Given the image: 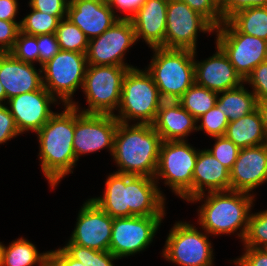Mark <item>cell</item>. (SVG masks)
<instances>
[{
    "mask_svg": "<svg viewBox=\"0 0 267 266\" xmlns=\"http://www.w3.org/2000/svg\"><path fill=\"white\" fill-rule=\"evenodd\" d=\"M164 102L150 73L130 68L122 83L119 114L114 117L122 123L137 119V124L152 125L160 105Z\"/></svg>",
    "mask_w": 267,
    "mask_h": 266,
    "instance_id": "6",
    "label": "cell"
},
{
    "mask_svg": "<svg viewBox=\"0 0 267 266\" xmlns=\"http://www.w3.org/2000/svg\"><path fill=\"white\" fill-rule=\"evenodd\" d=\"M224 136L240 149L266 144L267 136L258 108L238 120L229 122Z\"/></svg>",
    "mask_w": 267,
    "mask_h": 266,
    "instance_id": "25",
    "label": "cell"
},
{
    "mask_svg": "<svg viewBox=\"0 0 267 266\" xmlns=\"http://www.w3.org/2000/svg\"><path fill=\"white\" fill-rule=\"evenodd\" d=\"M218 45L243 80L267 60V41L241 33L229 20L215 28Z\"/></svg>",
    "mask_w": 267,
    "mask_h": 266,
    "instance_id": "10",
    "label": "cell"
},
{
    "mask_svg": "<svg viewBox=\"0 0 267 266\" xmlns=\"http://www.w3.org/2000/svg\"><path fill=\"white\" fill-rule=\"evenodd\" d=\"M55 34L57 36L60 50L86 54L89 39L84 32L69 19H61Z\"/></svg>",
    "mask_w": 267,
    "mask_h": 266,
    "instance_id": "30",
    "label": "cell"
},
{
    "mask_svg": "<svg viewBox=\"0 0 267 266\" xmlns=\"http://www.w3.org/2000/svg\"><path fill=\"white\" fill-rule=\"evenodd\" d=\"M87 65L86 54L60 50L41 67L43 86L64 105H71L73 93L83 86Z\"/></svg>",
    "mask_w": 267,
    "mask_h": 266,
    "instance_id": "9",
    "label": "cell"
},
{
    "mask_svg": "<svg viewBox=\"0 0 267 266\" xmlns=\"http://www.w3.org/2000/svg\"><path fill=\"white\" fill-rule=\"evenodd\" d=\"M62 249L84 266H114L112 261L118 259L110 251H97L73 243H67Z\"/></svg>",
    "mask_w": 267,
    "mask_h": 266,
    "instance_id": "32",
    "label": "cell"
},
{
    "mask_svg": "<svg viewBox=\"0 0 267 266\" xmlns=\"http://www.w3.org/2000/svg\"><path fill=\"white\" fill-rule=\"evenodd\" d=\"M14 118L5 104L0 105V144L19 135Z\"/></svg>",
    "mask_w": 267,
    "mask_h": 266,
    "instance_id": "42",
    "label": "cell"
},
{
    "mask_svg": "<svg viewBox=\"0 0 267 266\" xmlns=\"http://www.w3.org/2000/svg\"><path fill=\"white\" fill-rule=\"evenodd\" d=\"M267 0H226L220 8L223 21L228 20L236 12L249 7H265Z\"/></svg>",
    "mask_w": 267,
    "mask_h": 266,
    "instance_id": "44",
    "label": "cell"
},
{
    "mask_svg": "<svg viewBox=\"0 0 267 266\" xmlns=\"http://www.w3.org/2000/svg\"><path fill=\"white\" fill-rule=\"evenodd\" d=\"M168 0H146L129 18L136 39L143 38L151 48H165Z\"/></svg>",
    "mask_w": 267,
    "mask_h": 266,
    "instance_id": "22",
    "label": "cell"
},
{
    "mask_svg": "<svg viewBox=\"0 0 267 266\" xmlns=\"http://www.w3.org/2000/svg\"><path fill=\"white\" fill-rule=\"evenodd\" d=\"M244 82L252 85L257 101H267V60L255 67Z\"/></svg>",
    "mask_w": 267,
    "mask_h": 266,
    "instance_id": "37",
    "label": "cell"
},
{
    "mask_svg": "<svg viewBox=\"0 0 267 266\" xmlns=\"http://www.w3.org/2000/svg\"><path fill=\"white\" fill-rule=\"evenodd\" d=\"M146 0H109L108 4L114 11V7L117 10L128 13L126 16L121 18H130L145 2Z\"/></svg>",
    "mask_w": 267,
    "mask_h": 266,
    "instance_id": "46",
    "label": "cell"
},
{
    "mask_svg": "<svg viewBox=\"0 0 267 266\" xmlns=\"http://www.w3.org/2000/svg\"><path fill=\"white\" fill-rule=\"evenodd\" d=\"M154 178L114 172L103 196L91 198L112 218L164 216L165 198Z\"/></svg>",
    "mask_w": 267,
    "mask_h": 266,
    "instance_id": "1",
    "label": "cell"
},
{
    "mask_svg": "<svg viewBox=\"0 0 267 266\" xmlns=\"http://www.w3.org/2000/svg\"><path fill=\"white\" fill-rule=\"evenodd\" d=\"M217 141L212 149H207L218 161H220L229 170L235 163L240 148L230 141L226 136L212 137Z\"/></svg>",
    "mask_w": 267,
    "mask_h": 266,
    "instance_id": "36",
    "label": "cell"
},
{
    "mask_svg": "<svg viewBox=\"0 0 267 266\" xmlns=\"http://www.w3.org/2000/svg\"><path fill=\"white\" fill-rule=\"evenodd\" d=\"M136 41L130 19L120 18L100 36L89 40L86 52L87 64L133 68L123 61L126 51Z\"/></svg>",
    "mask_w": 267,
    "mask_h": 266,
    "instance_id": "15",
    "label": "cell"
},
{
    "mask_svg": "<svg viewBox=\"0 0 267 266\" xmlns=\"http://www.w3.org/2000/svg\"><path fill=\"white\" fill-rule=\"evenodd\" d=\"M244 247L267 248V210L250 214Z\"/></svg>",
    "mask_w": 267,
    "mask_h": 266,
    "instance_id": "33",
    "label": "cell"
},
{
    "mask_svg": "<svg viewBox=\"0 0 267 266\" xmlns=\"http://www.w3.org/2000/svg\"><path fill=\"white\" fill-rule=\"evenodd\" d=\"M44 266H84V264L71 258L62 248H59L49 251Z\"/></svg>",
    "mask_w": 267,
    "mask_h": 266,
    "instance_id": "45",
    "label": "cell"
},
{
    "mask_svg": "<svg viewBox=\"0 0 267 266\" xmlns=\"http://www.w3.org/2000/svg\"><path fill=\"white\" fill-rule=\"evenodd\" d=\"M17 12V0H0V20L15 21Z\"/></svg>",
    "mask_w": 267,
    "mask_h": 266,
    "instance_id": "47",
    "label": "cell"
},
{
    "mask_svg": "<svg viewBox=\"0 0 267 266\" xmlns=\"http://www.w3.org/2000/svg\"><path fill=\"white\" fill-rule=\"evenodd\" d=\"M164 216L113 218L109 251L118 259L140 252L153 241Z\"/></svg>",
    "mask_w": 267,
    "mask_h": 266,
    "instance_id": "13",
    "label": "cell"
},
{
    "mask_svg": "<svg viewBox=\"0 0 267 266\" xmlns=\"http://www.w3.org/2000/svg\"><path fill=\"white\" fill-rule=\"evenodd\" d=\"M113 218L92 199L81 207L68 243L97 251H109Z\"/></svg>",
    "mask_w": 267,
    "mask_h": 266,
    "instance_id": "16",
    "label": "cell"
},
{
    "mask_svg": "<svg viewBox=\"0 0 267 266\" xmlns=\"http://www.w3.org/2000/svg\"><path fill=\"white\" fill-rule=\"evenodd\" d=\"M21 21L0 20V53L10 52L14 47Z\"/></svg>",
    "mask_w": 267,
    "mask_h": 266,
    "instance_id": "40",
    "label": "cell"
},
{
    "mask_svg": "<svg viewBox=\"0 0 267 266\" xmlns=\"http://www.w3.org/2000/svg\"><path fill=\"white\" fill-rule=\"evenodd\" d=\"M213 32L215 27L200 13L180 0H168L165 49L196 51L197 32Z\"/></svg>",
    "mask_w": 267,
    "mask_h": 266,
    "instance_id": "14",
    "label": "cell"
},
{
    "mask_svg": "<svg viewBox=\"0 0 267 266\" xmlns=\"http://www.w3.org/2000/svg\"><path fill=\"white\" fill-rule=\"evenodd\" d=\"M242 83L240 86L229 89L217 97L216 106L225 113L229 122L253 112L257 108V99L253 92L247 91Z\"/></svg>",
    "mask_w": 267,
    "mask_h": 266,
    "instance_id": "26",
    "label": "cell"
},
{
    "mask_svg": "<svg viewBox=\"0 0 267 266\" xmlns=\"http://www.w3.org/2000/svg\"><path fill=\"white\" fill-rule=\"evenodd\" d=\"M245 253L234 260L237 266H267V249L245 247Z\"/></svg>",
    "mask_w": 267,
    "mask_h": 266,
    "instance_id": "43",
    "label": "cell"
},
{
    "mask_svg": "<svg viewBox=\"0 0 267 266\" xmlns=\"http://www.w3.org/2000/svg\"><path fill=\"white\" fill-rule=\"evenodd\" d=\"M70 0H30L31 9L56 17H66Z\"/></svg>",
    "mask_w": 267,
    "mask_h": 266,
    "instance_id": "41",
    "label": "cell"
},
{
    "mask_svg": "<svg viewBox=\"0 0 267 266\" xmlns=\"http://www.w3.org/2000/svg\"><path fill=\"white\" fill-rule=\"evenodd\" d=\"M186 3L192 10L200 13L215 28L223 22L220 8L212 0H180Z\"/></svg>",
    "mask_w": 267,
    "mask_h": 266,
    "instance_id": "38",
    "label": "cell"
},
{
    "mask_svg": "<svg viewBox=\"0 0 267 266\" xmlns=\"http://www.w3.org/2000/svg\"><path fill=\"white\" fill-rule=\"evenodd\" d=\"M10 53L18 60L33 64L39 62L37 36L19 32L14 47Z\"/></svg>",
    "mask_w": 267,
    "mask_h": 266,
    "instance_id": "34",
    "label": "cell"
},
{
    "mask_svg": "<svg viewBox=\"0 0 267 266\" xmlns=\"http://www.w3.org/2000/svg\"><path fill=\"white\" fill-rule=\"evenodd\" d=\"M219 8H221L226 0H212Z\"/></svg>",
    "mask_w": 267,
    "mask_h": 266,
    "instance_id": "50",
    "label": "cell"
},
{
    "mask_svg": "<svg viewBox=\"0 0 267 266\" xmlns=\"http://www.w3.org/2000/svg\"><path fill=\"white\" fill-rule=\"evenodd\" d=\"M206 234L192 224L176 222L167 237L163 257L181 266H212L213 250Z\"/></svg>",
    "mask_w": 267,
    "mask_h": 266,
    "instance_id": "11",
    "label": "cell"
},
{
    "mask_svg": "<svg viewBox=\"0 0 267 266\" xmlns=\"http://www.w3.org/2000/svg\"><path fill=\"white\" fill-rule=\"evenodd\" d=\"M204 188L208 192L230 190V170L206 149L198 152L193 170L192 199L189 202L203 200Z\"/></svg>",
    "mask_w": 267,
    "mask_h": 266,
    "instance_id": "23",
    "label": "cell"
},
{
    "mask_svg": "<svg viewBox=\"0 0 267 266\" xmlns=\"http://www.w3.org/2000/svg\"><path fill=\"white\" fill-rule=\"evenodd\" d=\"M228 20L241 33L267 41V6L242 9Z\"/></svg>",
    "mask_w": 267,
    "mask_h": 266,
    "instance_id": "28",
    "label": "cell"
},
{
    "mask_svg": "<svg viewBox=\"0 0 267 266\" xmlns=\"http://www.w3.org/2000/svg\"><path fill=\"white\" fill-rule=\"evenodd\" d=\"M75 130V108L65 105L62 113H55L36 132L40 143L39 159L44 176L52 188L56 187L65 175L73 173L77 162L73 139Z\"/></svg>",
    "mask_w": 267,
    "mask_h": 266,
    "instance_id": "2",
    "label": "cell"
},
{
    "mask_svg": "<svg viewBox=\"0 0 267 266\" xmlns=\"http://www.w3.org/2000/svg\"><path fill=\"white\" fill-rule=\"evenodd\" d=\"M6 100V92L4 87L2 86V83L0 82V105H3V101Z\"/></svg>",
    "mask_w": 267,
    "mask_h": 266,
    "instance_id": "49",
    "label": "cell"
},
{
    "mask_svg": "<svg viewBox=\"0 0 267 266\" xmlns=\"http://www.w3.org/2000/svg\"><path fill=\"white\" fill-rule=\"evenodd\" d=\"M66 18L77 25L89 40L100 36L121 17L103 0H70Z\"/></svg>",
    "mask_w": 267,
    "mask_h": 266,
    "instance_id": "19",
    "label": "cell"
},
{
    "mask_svg": "<svg viewBox=\"0 0 267 266\" xmlns=\"http://www.w3.org/2000/svg\"><path fill=\"white\" fill-rule=\"evenodd\" d=\"M37 72L33 64L16 59L10 52L0 53V82L6 92V100L23 93L39 90L43 86L42 70Z\"/></svg>",
    "mask_w": 267,
    "mask_h": 266,
    "instance_id": "21",
    "label": "cell"
},
{
    "mask_svg": "<svg viewBox=\"0 0 267 266\" xmlns=\"http://www.w3.org/2000/svg\"><path fill=\"white\" fill-rule=\"evenodd\" d=\"M254 196L239 191L208 192L199 208V224L207 234H230L240 229L245 238ZM242 228V229H241Z\"/></svg>",
    "mask_w": 267,
    "mask_h": 266,
    "instance_id": "4",
    "label": "cell"
},
{
    "mask_svg": "<svg viewBox=\"0 0 267 266\" xmlns=\"http://www.w3.org/2000/svg\"><path fill=\"white\" fill-rule=\"evenodd\" d=\"M75 108V130L73 150L78 161L79 156L96 152L103 148L114 150V137L119 121L114 114L82 113L81 109L72 102ZM79 112V113H78Z\"/></svg>",
    "mask_w": 267,
    "mask_h": 266,
    "instance_id": "12",
    "label": "cell"
},
{
    "mask_svg": "<svg viewBox=\"0 0 267 266\" xmlns=\"http://www.w3.org/2000/svg\"><path fill=\"white\" fill-rule=\"evenodd\" d=\"M65 17H56L47 13L32 9L31 13L24 17L20 24V31L29 35L53 34Z\"/></svg>",
    "mask_w": 267,
    "mask_h": 266,
    "instance_id": "31",
    "label": "cell"
},
{
    "mask_svg": "<svg viewBox=\"0 0 267 266\" xmlns=\"http://www.w3.org/2000/svg\"><path fill=\"white\" fill-rule=\"evenodd\" d=\"M197 120L177 101H164L152 124L162 141H179L197 130Z\"/></svg>",
    "mask_w": 267,
    "mask_h": 266,
    "instance_id": "24",
    "label": "cell"
},
{
    "mask_svg": "<svg viewBox=\"0 0 267 266\" xmlns=\"http://www.w3.org/2000/svg\"><path fill=\"white\" fill-rule=\"evenodd\" d=\"M162 139L150 124L119 122L112 156L117 173L154 178Z\"/></svg>",
    "mask_w": 267,
    "mask_h": 266,
    "instance_id": "3",
    "label": "cell"
},
{
    "mask_svg": "<svg viewBox=\"0 0 267 266\" xmlns=\"http://www.w3.org/2000/svg\"><path fill=\"white\" fill-rule=\"evenodd\" d=\"M3 248H4V245L1 244V242H0V266L2 264Z\"/></svg>",
    "mask_w": 267,
    "mask_h": 266,
    "instance_id": "51",
    "label": "cell"
},
{
    "mask_svg": "<svg viewBox=\"0 0 267 266\" xmlns=\"http://www.w3.org/2000/svg\"><path fill=\"white\" fill-rule=\"evenodd\" d=\"M201 120V124L197 126V130H204L211 137L224 136L227 125L229 124L228 118L216 105L197 119Z\"/></svg>",
    "mask_w": 267,
    "mask_h": 266,
    "instance_id": "35",
    "label": "cell"
},
{
    "mask_svg": "<svg viewBox=\"0 0 267 266\" xmlns=\"http://www.w3.org/2000/svg\"><path fill=\"white\" fill-rule=\"evenodd\" d=\"M218 93L194 83L177 102L196 120L216 105Z\"/></svg>",
    "mask_w": 267,
    "mask_h": 266,
    "instance_id": "29",
    "label": "cell"
},
{
    "mask_svg": "<svg viewBox=\"0 0 267 266\" xmlns=\"http://www.w3.org/2000/svg\"><path fill=\"white\" fill-rule=\"evenodd\" d=\"M58 101L44 86L39 90L23 93L7 100L16 127L21 133L32 130L39 131L55 114L50 104Z\"/></svg>",
    "mask_w": 267,
    "mask_h": 266,
    "instance_id": "17",
    "label": "cell"
},
{
    "mask_svg": "<svg viewBox=\"0 0 267 266\" xmlns=\"http://www.w3.org/2000/svg\"><path fill=\"white\" fill-rule=\"evenodd\" d=\"M267 181V143L241 148L230 170V190L250 193Z\"/></svg>",
    "mask_w": 267,
    "mask_h": 266,
    "instance_id": "18",
    "label": "cell"
},
{
    "mask_svg": "<svg viewBox=\"0 0 267 266\" xmlns=\"http://www.w3.org/2000/svg\"><path fill=\"white\" fill-rule=\"evenodd\" d=\"M186 140L162 141L154 179L166 185L184 200L192 199V180L198 151Z\"/></svg>",
    "mask_w": 267,
    "mask_h": 266,
    "instance_id": "7",
    "label": "cell"
},
{
    "mask_svg": "<svg viewBox=\"0 0 267 266\" xmlns=\"http://www.w3.org/2000/svg\"><path fill=\"white\" fill-rule=\"evenodd\" d=\"M128 67L87 65L83 92L89 104L82 113L114 114L121 101L122 83ZM117 107V108H116Z\"/></svg>",
    "mask_w": 267,
    "mask_h": 266,
    "instance_id": "8",
    "label": "cell"
},
{
    "mask_svg": "<svg viewBox=\"0 0 267 266\" xmlns=\"http://www.w3.org/2000/svg\"><path fill=\"white\" fill-rule=\"evenodd\" d=\"M216 53L208 59L197 62L195 66V83L217 93L236 88L244 83L235 71L223 50L216 45Z\"/></svg>",
    "mask_w": 267,
    "mask_h": 266,
    "instance_id": "20",
    "label": "cell"
},
{
    "mask_svg": "<svg viewBox=\"0 0 267 266\" xmlns=\"http://www.w3.org/2000/svg\"><path fill=\"white\" fill-rule=\"evenodd\" d=\"M48 252L40 254L30 241L20 238L3 248L1 266H33L39 263L44 266Z\"/></svg>",
    "mask_w": 267,
    "mask_h": 266,
    "instance_id": "27",
    "label": "cell"
},
{
    "mask_svg": "<svg viewBox=\"0 0 267 266\" xmlns=\"http://www.w3.org/2000/svg\"><path fill=\"white\" fill-rule=\"evenodd\" d=\"M257 108L260 111L264 130L267 136V101H258L257 102Z\"/></svg>",
    "mask_w": 267,
    "mask_h": 266,
    "instance_id": "48",
    "label": "cell"
},
{
    "mask_svg": "<svg viewBox=\"0 0 267 266\" xmlns=\"http://www.w3.org/2000/svg\"><path fill=\"white\" fill-rule=\"evenodd\" d=\"M37 46L39 50V64L41 67L60 51L55 33L37 35Z\"/></svg>",
    "mask_w": 267,
    "mask_h": 266,
    "instance_id": "39",
    "label": "cell"
},
{
    "mask_svg": "<svg viewBox=\"0 0 267 266\" xmlns=\"http://www.w3.org/2000/svg\"><path fill=\"white\" fill-rule=\"evenodd\" d=\"M147 71L164 101H177L195 83L194 57L190 49L152 48Z\"/></svg>",
    "mask_w": 267,
    "mask_h": 266,
    "instance_id": "5",
    "label": "cell"
}]
</instances>
